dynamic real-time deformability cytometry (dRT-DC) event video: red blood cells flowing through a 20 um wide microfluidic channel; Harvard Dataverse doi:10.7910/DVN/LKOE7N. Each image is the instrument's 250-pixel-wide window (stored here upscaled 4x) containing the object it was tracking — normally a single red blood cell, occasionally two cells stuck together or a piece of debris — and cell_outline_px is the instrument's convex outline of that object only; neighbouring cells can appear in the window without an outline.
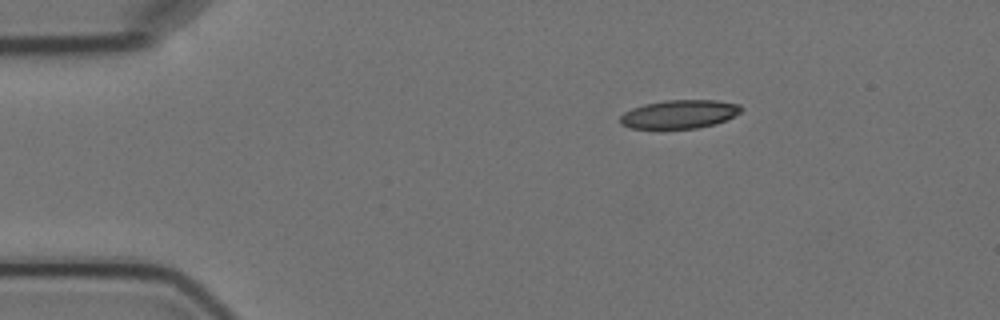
{"species": "Egyptian fruit bat (a non-hibernating species)", "species_latin": "Rousettus aegyptiacus", "temperature_condition": "cold", "stored_images_in_passage": 5, "camera_frame_rate_fps": 3000, "um_per_image_px": 0.085, "animal": {"sex": "female"}, "frame": {"image": 1, "passage_image": 5, "time_ms": 5.667, "image_size_px": [1000, 320], "cell_outline_px": [[744, 108], [740, 112], [716, 124], [696, 128], [632, 128], [620, 124], [620, 116], [624, 112], [632, 108], [644, 104], [664, 100], [716, 100], [740, 104]], "centroid_in_image_um": [57.75, 9.69], "position_along_channel_um": 27.3, "area_um2": 20.06}}